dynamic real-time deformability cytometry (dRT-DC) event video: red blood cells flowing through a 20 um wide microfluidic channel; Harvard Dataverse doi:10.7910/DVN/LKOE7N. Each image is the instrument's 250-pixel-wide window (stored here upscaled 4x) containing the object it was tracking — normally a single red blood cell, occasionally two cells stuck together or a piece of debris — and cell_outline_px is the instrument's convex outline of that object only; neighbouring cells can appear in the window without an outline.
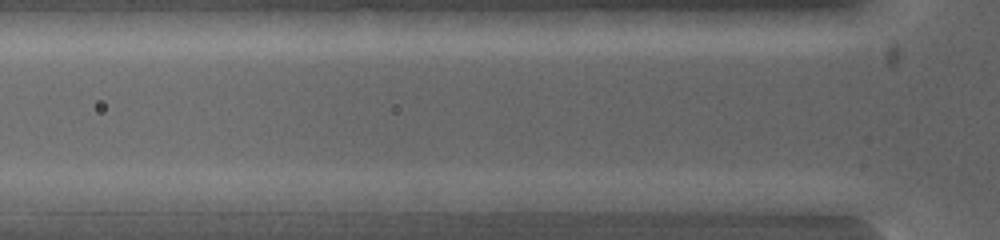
{"species": "common noctule bat (a hibernating species)", "species_latin": "Nyctalus noctula", "temperature_condition": "warm", "stored_images_in_passage": 4, "camera_frame_rate_fps": 5000, "um_per_image_px": 0.085, "animal": {"sex": "female", "body_mass_g": 19.0, "forearm_length_mm": 53.3}, "frame": {"image": 1, "passage_image": 2, "time_ms": 0.4, "image_size_px": [1000, 240], "cell_outline_px": [[604, 200], [572, 212], [496, 212], [492, 200], [584, 192]], "centroid_in_image_um": [46.47, 17.28], "position_along_channel_um": 79.3, "area_um2": 11.39}}